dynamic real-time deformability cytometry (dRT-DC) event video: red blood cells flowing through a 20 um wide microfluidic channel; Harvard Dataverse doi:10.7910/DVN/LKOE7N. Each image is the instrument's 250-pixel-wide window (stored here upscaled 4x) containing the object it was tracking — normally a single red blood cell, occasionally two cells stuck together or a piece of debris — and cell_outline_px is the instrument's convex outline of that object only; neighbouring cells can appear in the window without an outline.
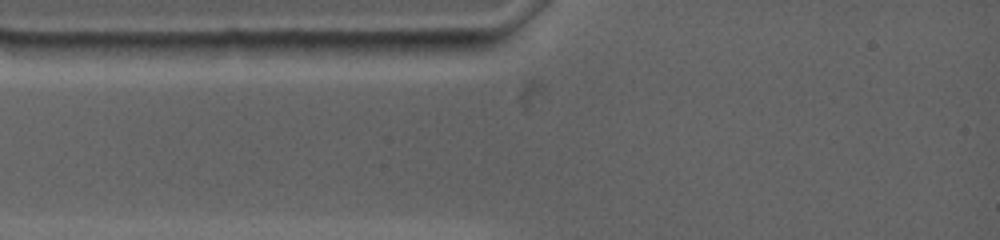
{"species": "common noctule bat (a hibernating species)", "species_latin": "Nyctalus noctula", "temperature_condition": "warm", "stored_images_in_passage": 2, "camera_frame_rate_fps": 4500, "um_per_image_px": 0.085, "animal": {"sex": "female", "body_mass_g": 19.0, "forearm_length_mm": 53.3}, "frame": {"image": 1, "passage_image": 1, "time_ms": 0.0, "image_size_px": [1000, 240], "cell_outline_px": [[252, 44], [248, 56], [196, 60], [116, 60], [100, 44], [224, 40], [244, 40]], "centroid_in_image_um": [15.23, 4.27], "position_along_channel_um": 69.8, "area_um2": 18.09}}